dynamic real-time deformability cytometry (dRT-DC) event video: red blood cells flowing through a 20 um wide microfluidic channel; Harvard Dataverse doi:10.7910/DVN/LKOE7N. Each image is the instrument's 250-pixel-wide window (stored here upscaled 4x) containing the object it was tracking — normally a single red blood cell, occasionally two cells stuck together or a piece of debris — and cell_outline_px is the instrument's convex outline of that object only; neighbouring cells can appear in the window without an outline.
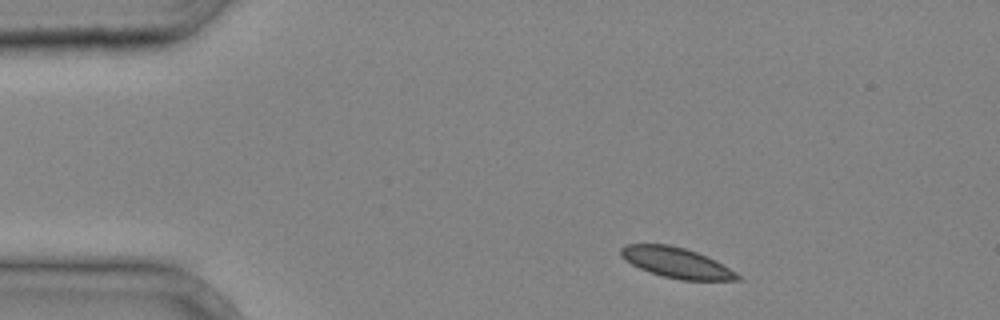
{"species": "common noctule bat (a hibernating species)", "species_latin": "Nyctalus noctula", "temperature_condition": "cold", "stored_images_in_passage": 2, "camera_frame_rate_fps": 3000, "um_per_image_px": 0.085, "animal": {"sex": "male", "body_mass_g": 20.4}, "frame": {"image": 1, "passage_image": 1, "time_ms": 0.0, "image_size_px": [1000, 320], "cell_outline_px": [[740, 280], [680, 280], [664, 276], [640, 268], [624, 260], [620, 256], [620, 248], [624, 244], [668, 244], [684, 248], [708, 256], [716, 260], [736, 272], [740, 276]], "centroid_in_image_um": [57.49, 22.32], "position_along_channel_um": 27.5, "area_um2": 20.58}}
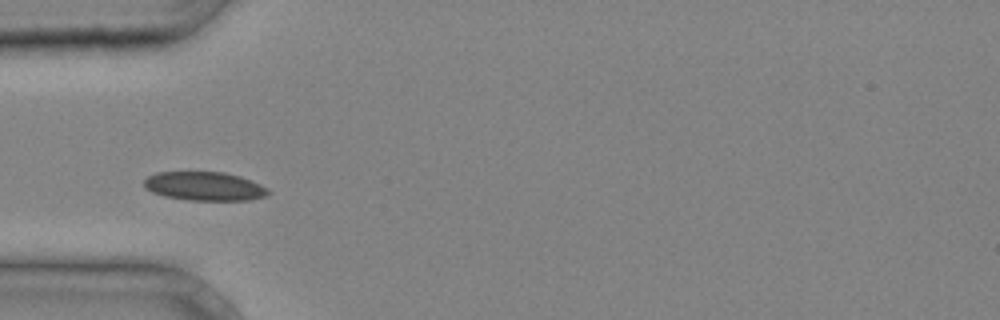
{"frame": {"image": 2, "passage_image": 2, "time_ms": 0.333, "image_size_px": [1000, 320], "cell_outline_px": [[272, 192], [268, 196], [252, 200], [188, 200], [164, 196], [152, 192], [144, 188], [144, 180], [148, 176], [156, 172], [224, 172], [240, 176], [252, 180], [268, 188]], "centroid_in_image_um": [17.42, 15.83], "position_along_channel_um": 67.6, "area_um2": 21.1}}